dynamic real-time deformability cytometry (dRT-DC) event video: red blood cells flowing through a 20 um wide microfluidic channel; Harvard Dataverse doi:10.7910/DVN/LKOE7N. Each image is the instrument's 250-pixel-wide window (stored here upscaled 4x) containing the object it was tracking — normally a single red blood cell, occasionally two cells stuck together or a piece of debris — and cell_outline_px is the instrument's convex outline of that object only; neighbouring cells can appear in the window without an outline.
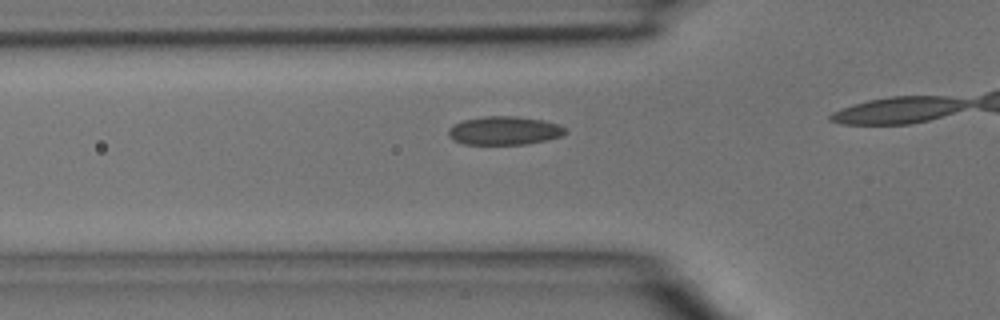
{"species": "common noctule bat (a hibernating species)", "species_latin": "Nyctalus noctula", "temperature_condition": "room temperature", "stored_images_in_passage": 13, "camera_frame_rate_fps": 3000, "um_per_image_px": 0.085, "animal": {"sex": "male", "body_mass_g": 15.6}, "frame": {"image": 1, "passage_image": 6, "time_ms": 1.667, "image_size_px": [1000, 320], "cell_outline_px": [[568, 132], [560, 136], [528, 144], [464, 144], [452, 140], [448, 136], [448, 128], [452, 124], [464, 120], [484, 116], [516, 116], [540, 120], [556, 124], [568, 128]], "centroid_in_image_um": [42.82, 11.1], "position_along_channel_um": 83.0, "area_um2": 19.42}}